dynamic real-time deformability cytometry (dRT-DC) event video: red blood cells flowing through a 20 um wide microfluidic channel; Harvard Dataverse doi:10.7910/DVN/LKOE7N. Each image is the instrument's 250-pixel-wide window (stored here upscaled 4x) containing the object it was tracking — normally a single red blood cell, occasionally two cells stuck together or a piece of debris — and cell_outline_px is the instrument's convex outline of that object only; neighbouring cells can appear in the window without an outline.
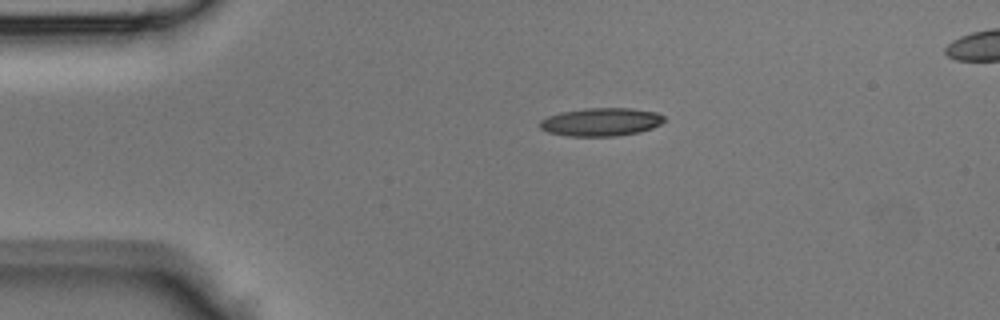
{"species": "Egyptian fruit bat (a non-hibernating species)", "species_latin": "Rousettus aegyptiacus", "temperature_condition": "room temperature", "stored_images_in_passage": 37, "camera_frame_rate_fps": 3000, "um_per_image_px": 0.085, "animal": {"sex": "male"}, "frame": {"image": 1, "passage_image": 1, "time_ms": 0.0, "image_size_px": [1000, 320], "cell_outline_px": [[664, 120], [660, 124], [652, 128], [640, 132], [616, 136], [568, 136], [548, 132], [540, 128], [540, 120], [548, 116], [560, 112], [584, 108], [632, 108], [656, 112], [664, 116]], "centroid_in_image_um": [51.08, 10.36], "position_along_channel_um": 33.9, "area_um2": 20.46}}
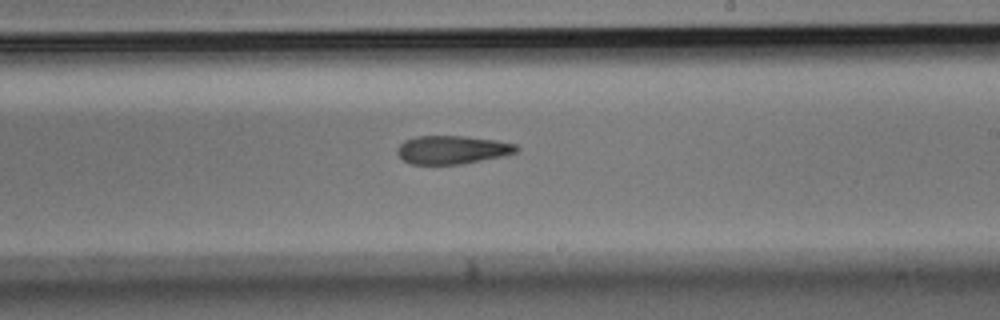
{"frame": {"image": 2, "passage_image": 18, "time_ms": 5.667, "image_size_px": [1000, 320], "cell_outline_px": [[520, 148], [516, 152], [500, 156], [460, 164], [412, 164], [404, 160], [396, 152], [396, 148], [404, 140], [416, 136], [464, 136], [496, 140], [516, 144]], "centroid_in_image_um": [38.41, 12.72], "position_along_channel_um": 250.6, "area_um2": 19.54}}
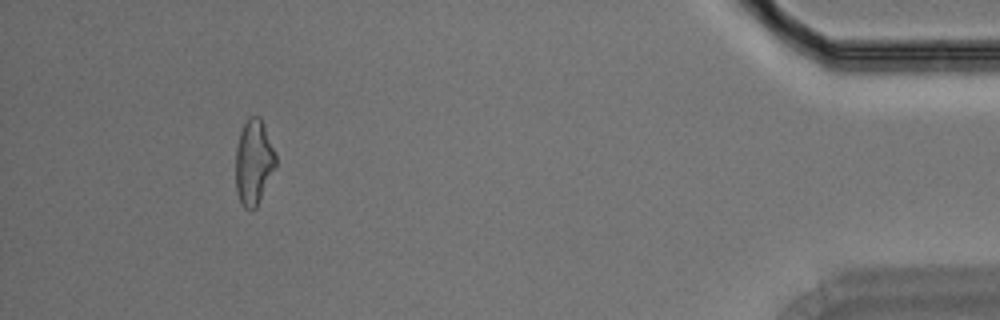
{"frame": {"image": 3, "passage_image": 33, "time_ms": 10.667, "image_size_px": [1000, 320], "cell_outline_px": [[276, 164], [256, 208], [252, 212], [244, 208], [240, 204], [236, 192], [236, 148], [240, 132], [248, 116], [260, 116], [264, 124], [276, 152]], "centroid_in_image_um": [21.56, 13.79], "position_along_channel_um": 413.6, "area_um2": 20.06}}